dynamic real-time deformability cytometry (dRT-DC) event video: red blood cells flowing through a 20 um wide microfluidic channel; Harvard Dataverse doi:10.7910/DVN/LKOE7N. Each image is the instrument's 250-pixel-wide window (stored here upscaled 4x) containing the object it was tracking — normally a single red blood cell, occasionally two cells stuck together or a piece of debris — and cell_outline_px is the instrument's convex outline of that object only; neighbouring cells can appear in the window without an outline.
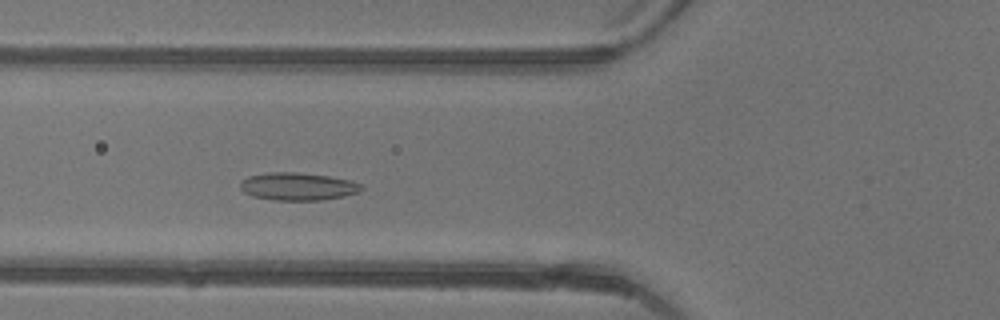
{"species": "common noctule bat (a hibernating species)", "species_latin": "Nyctalus noctula", "temperature_condition": "warm", "stored_images_in_passage": 35, "camera_frame_rate_fps": 3000, "um_per_image_px": 0.085, "animal": {"sex": "female"}, "frame": {"image": 1, "passage_image": 12, "time_ms": 3.667, "image_size_px": [1000, 320], "cell_outline_px": [[364, 188], [360, 192], [344, 196], [320, 200], [272, 200], [252, 196], [244, 192], [240, 188], [240, 180], [248, 176], [268, 172], [296, 172], [328, 176], [352, 180], [360, 184]], "centroid_in_image_um": [25.3, 15.84], "position_along_channel_um": 100.5, "area_um2": 19.71}}
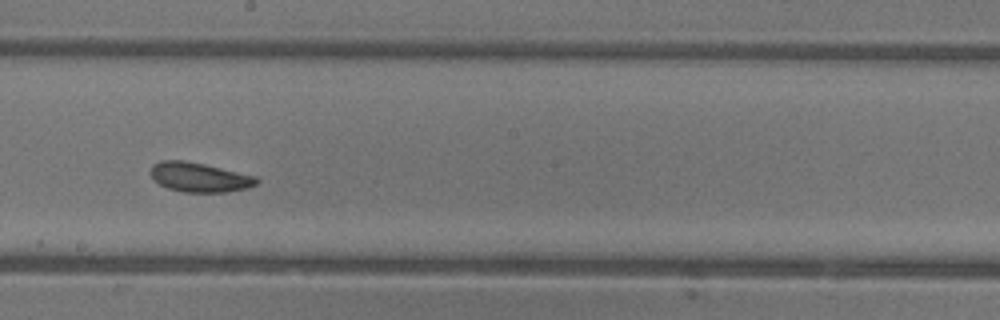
{"frame": {"image": 2, "passage_image": 21, "time_ms": 6.667, "image_size_px": [1000, 320], "cell_outline_px": [[260, 180], [256, 184], [248, 188], [228, 192], [184, 192], [168, 188], [152, 180], [152, 164], [160, 160], [184, 160], [204, 164], [256, 176]], "centroid_in_image_um": [16.96, 15.07], "position_along_channel_um": 231.2, "area_um2": 18.21}}
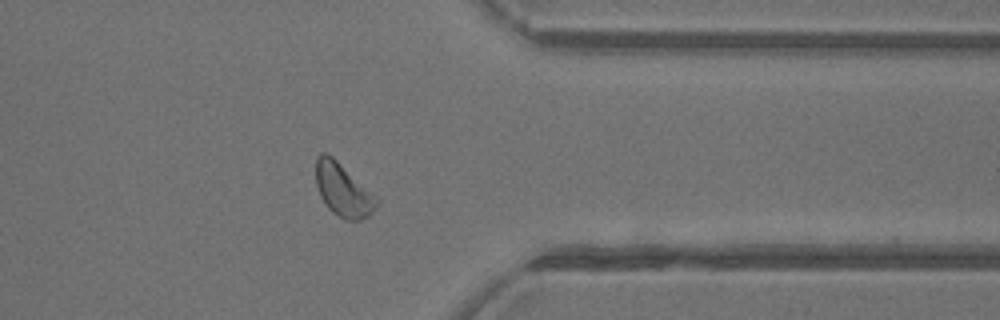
{"frame": {"image": 3, "passage_image": 32, "time_ms": 10.333, "image_size_px": [1000, 320], "cell_outline_px": [[380, 204], [368, 216], [360, 220], [344, 220], [332, 212], [324, 204], [320, 196], [316, 184], [316, 156], [320, 152], [324, 152], [332, 156], [376, 196], [380, 200]], "centroid_in_image_um": [29.15, 16.16], "position_along_channel_um": 382.2, "area_um2": 18.84}, "authors_computed_cell_mechanics": {"area_um2": 18.207, "velocity_mm_per_s": 4.3641, "shape_relaxation_time_tau1_ms": 3.6431, "shape_relaxation_time_tau2_ms": null, "deformation_change_tau1": 0.0932, "deformation_change_tau2": null}}